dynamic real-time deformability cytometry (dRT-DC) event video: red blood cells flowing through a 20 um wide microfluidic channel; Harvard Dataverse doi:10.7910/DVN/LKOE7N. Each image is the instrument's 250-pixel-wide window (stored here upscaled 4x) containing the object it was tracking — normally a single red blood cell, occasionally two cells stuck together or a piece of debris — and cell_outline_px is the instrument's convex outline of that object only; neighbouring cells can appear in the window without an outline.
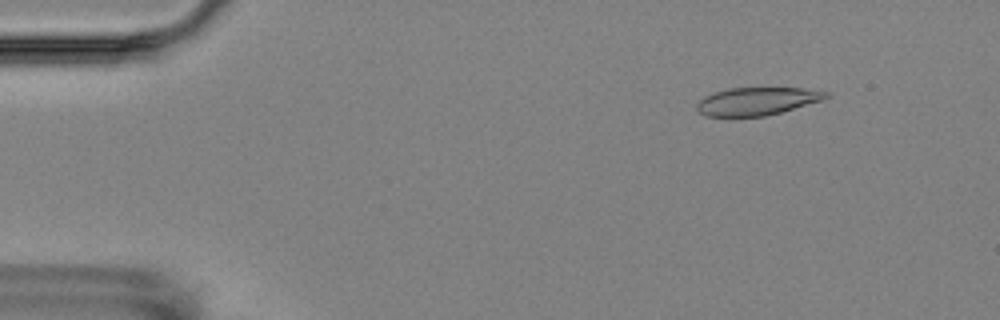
{"species": "Egyptian fruit bat (a non-hibernating species)", "species_latin": "Rousettus aegyptiacus", "temperature_condition": "room temperature", "stored_images_in_passage": 8, "camera_frame_rate_fps": 3000, "um_per_image_px": 0.085, "animal": {"sex": "female"}, "frame": {"image": 1, "passage_image": 1, "time_ms": 0.0, "image_size_px": [1000, 320], "cell_outline_px": [[832, 96], [820, 100], [780, 112], [764, 116], [704, 116], [696, 108], [696, 104], [704, 96], [728, 88], [800, 88], [832, 92]], "centroid_in_image_um": [64.34, 8.59], "position_along_channel_um": 20.7, "area_um2": 20.75}}
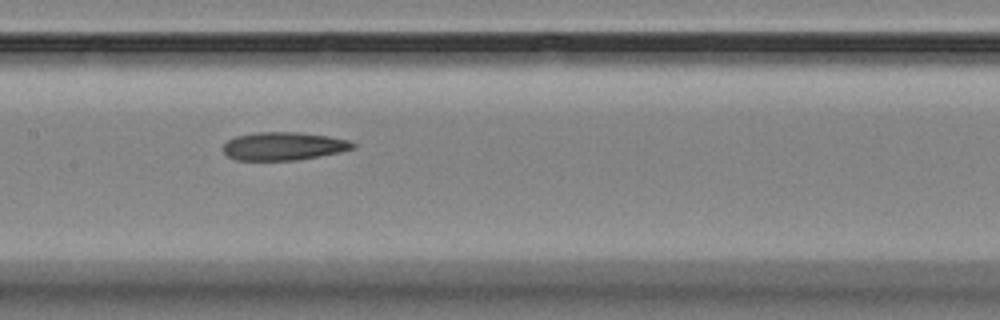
{"frame": {"image": 2, "passage_image": 7, "time_ms": 7.0, "image_size_px": [1000, 320], "cell_outline_px": [[356, 148], [340, 152], [320, 156], [296, 160], [236, 160], [228, 156], [224, 152], [224, 144], [228, 140], [236, 136], [256, 132], [296, 132], [328, 136], [348, 140], [356, 144]], "centroid_in_image_um": [24.12, 12.42], "position_along_channel_um": 183.3, "area_um2": 21.21}}
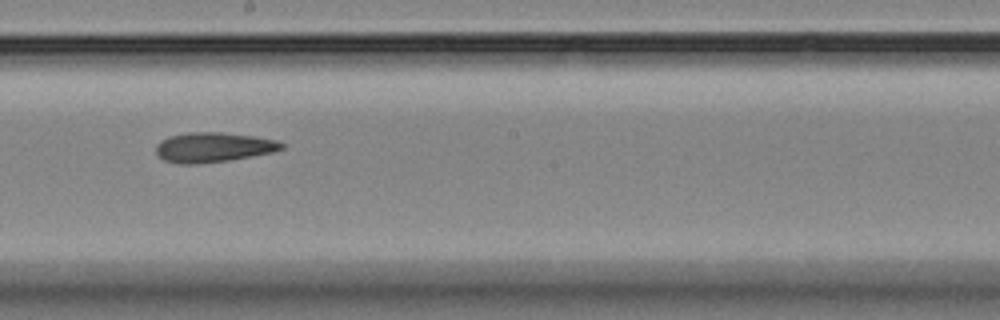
{"frame": {"image": 3, "passage_image": 8, "time_ms": 8.333, "image_size_px": [1000, 320], "cell_outline_px": [[288, 144], [284, 148], [272, 152], [252, 156], [228, 160], [196, 164], [180, 164], [164, 160], [156, 152], [156, 144], [160, 140], [168, 136], [188, 132], [220, 132], [252, 136], [276, 140]], "centroid_in_image_um": [18.13, 12.51], "position_along_channel_um": 230.1, "area_um2": 21.85}}